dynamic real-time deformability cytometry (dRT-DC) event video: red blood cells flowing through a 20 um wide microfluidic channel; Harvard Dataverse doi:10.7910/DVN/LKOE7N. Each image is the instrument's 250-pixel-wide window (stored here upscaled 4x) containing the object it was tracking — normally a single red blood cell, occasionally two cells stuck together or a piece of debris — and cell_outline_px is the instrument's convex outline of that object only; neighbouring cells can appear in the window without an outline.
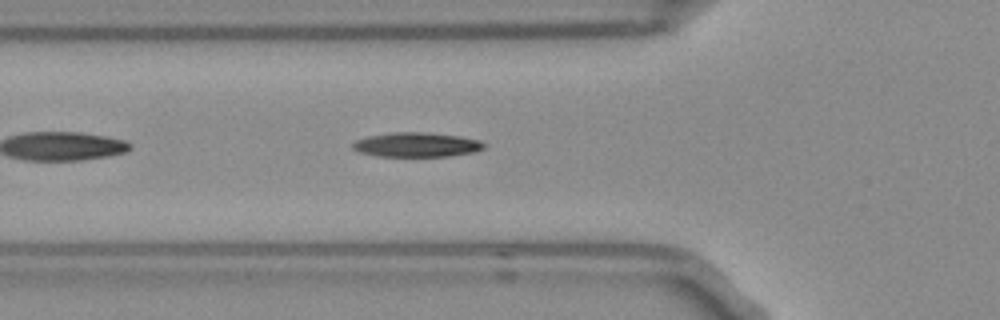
{"species": "Egyptian fruit bat (a non-hibernating species)", "species_latin": "Rousettus aegyptiacus", "temperature_condition": "room temperature", "stored_images_in_passage": 31, "camera_frame_rate_fps": 3000, "um_per_image_px": 0.085, "frame": {"image": 1, "passage_image": 5, "time_ms": 1.333, "image_size_px": [1000, 320], "cell_outline_px": [[484, 148], [476, 152], [448, 156], [376, 156], [360, 152], [352, 148], [352, 144], [356, 140], [368, 136], [392, 132], [428, 132], [460, 136], [480, 140], [484, 144]], "centroid_in_image_um": [35.42, 12.29], "position_along_channel_um": 90.4, "area_um2": 18.79}}
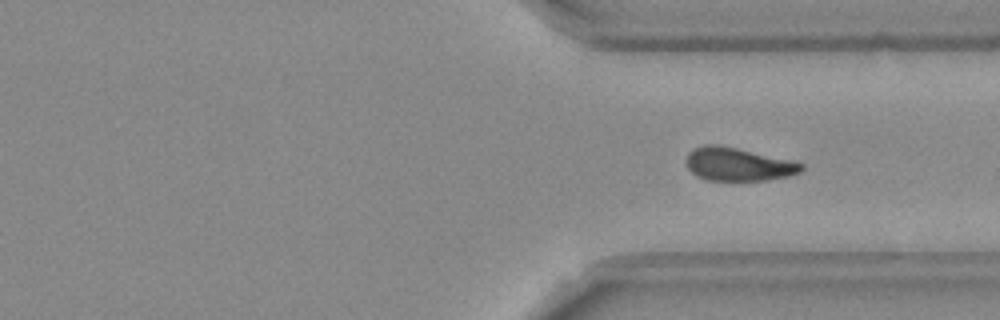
{"frame": {"image": 2, "passage_image": 31, "time_ms": 10.0, "image_size_px": [1000, 320], "cell_outline_px": [[804, 168], [800, 172], [788, 176], [764, 180], [704, 180], [696, 176], [688, 168], [688, 152], [692, 148], [704, 144], [720, 144], [788, 160], [804, 164]], "centroid_in_image_um": [62.7, 13.96], "position_along_channel_um": 348.7, "area_um2": 22.08}}